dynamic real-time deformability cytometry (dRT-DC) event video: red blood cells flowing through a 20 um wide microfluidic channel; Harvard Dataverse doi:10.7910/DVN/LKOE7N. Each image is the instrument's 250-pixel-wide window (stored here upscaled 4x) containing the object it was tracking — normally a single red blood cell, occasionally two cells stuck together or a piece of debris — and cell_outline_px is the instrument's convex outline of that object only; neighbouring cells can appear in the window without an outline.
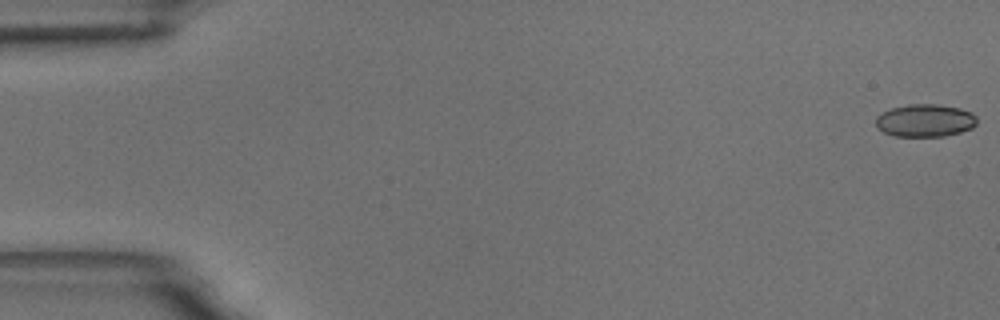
{"species": "common noctule bat (a hibernating species)", "species_latin": "Nyctalus noctula", "temperature_condition": "room temperature", "stored_images_in_passage": 15, "camera_frame_rate_fps": 3000, "um_per_image_px": 0.085, "animal": {"sex": "male", "body_mass_g": 18.8}, "frame": {"image": 1, "passage_image": 1, "time_ms": 0.0, "image_size_px": [1000, 320], "cell_outline_px": [[976, 124], [972, 128], [960, 132], [944, 136], [896, 136], [884, 132], [876, 128], [876, 116], [892, 108], [908, 104], [936, 104], [960, 108], [972, 112], [976, 116]], "centroid_in_image_um": [78.64, 10.24], "position_along_channel_um": 6.4, "area_um2": 19.25}}
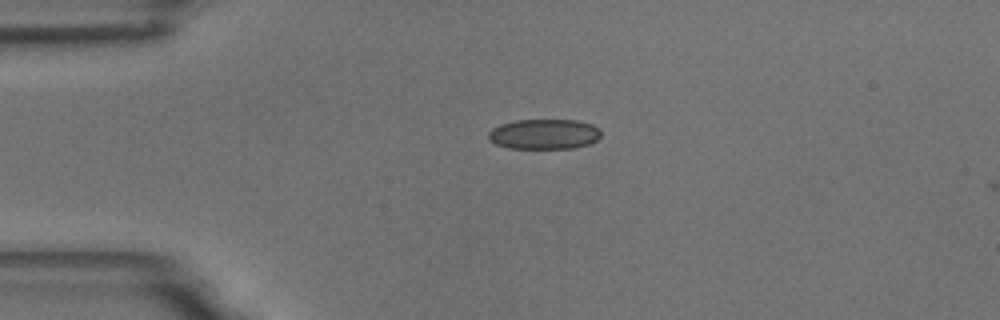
{"frame": {"image": 2, "passage_image": 14, "time_ms": 4.333, "image_size_px": [1000, 320], "cell_outline_px": [[600, 136], [596, 140], [588, 144], [576, 148], [508, 148], [496, 144], [488, 136], [488, 132], [492, 128], [500, 124], [516, 120], [576, 120], [592, 124], [600, 128]], "centroid_in_image_um": [46.27, 11.39], "position_along_channel_um": 38.7, "area_um2": 19.77}}